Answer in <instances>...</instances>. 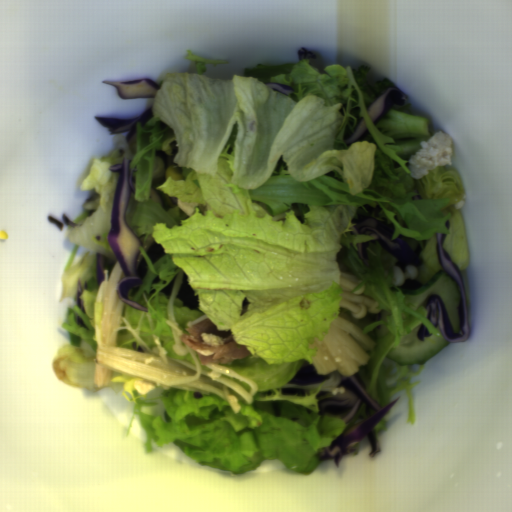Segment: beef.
<instances>
[{
	"label": "beef",
	"instance_id": "33117281",
	"mask_svg": "<svg viewBox=\"0 0 512 512\" xmlns=\"http://www.w3.org/2000/svg\"><path fill=\"white\" fill-rule=\"evenodd\" d=\"M181 342L191 347L204 365H224L252 354L244 344L235 342L231 330H219L204 313L188 322L181 333Z\"/></svg>",
	"mask_w": 512,
	"mask_h": 512
}]
</instances>
